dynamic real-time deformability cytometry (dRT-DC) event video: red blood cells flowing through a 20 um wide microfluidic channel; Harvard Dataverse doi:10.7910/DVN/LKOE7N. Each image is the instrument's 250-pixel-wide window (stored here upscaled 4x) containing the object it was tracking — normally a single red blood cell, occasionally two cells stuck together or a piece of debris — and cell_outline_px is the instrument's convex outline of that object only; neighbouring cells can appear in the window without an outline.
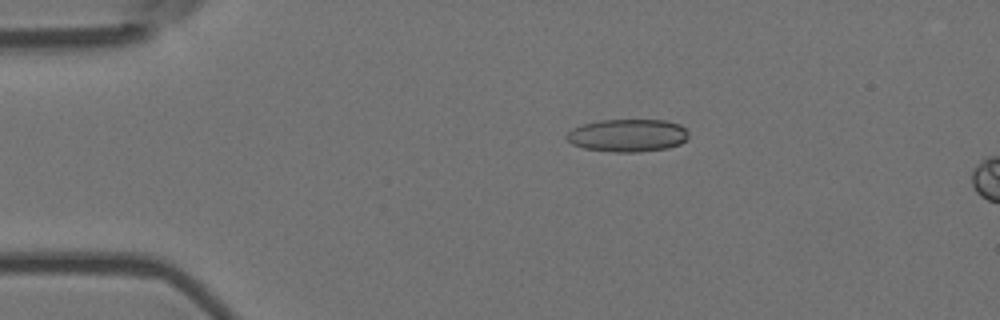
{"species": "Egyptian fruit bat (a non-hibernating species)", "species_latin": "Rousettus aegyptiacus", "temperature_condition": "room temperature", "stored_images_in_passage": 5, "camera_frame_rate_fps": 3000, "um_per_image_px": 0.085, "animal": {"sex": "female"}, "frame": {"image": 1, "passage_image": 4, "time_ms": 1.0, "image_size_px": [1000, 320], "cell_outline_px": [[688, 140], [680, 144], [668, 148], [640, 152], [612, 152], [584, 148], [572, 144], [564, 136], [572, 128], [584, 124], [600, 120], [664, 120], [680, 124], [688, 132]], "centroid_in_image_um": [53.37, 11.51], "position_along_channel_um": 31.6, "area_um2": 23.41}}